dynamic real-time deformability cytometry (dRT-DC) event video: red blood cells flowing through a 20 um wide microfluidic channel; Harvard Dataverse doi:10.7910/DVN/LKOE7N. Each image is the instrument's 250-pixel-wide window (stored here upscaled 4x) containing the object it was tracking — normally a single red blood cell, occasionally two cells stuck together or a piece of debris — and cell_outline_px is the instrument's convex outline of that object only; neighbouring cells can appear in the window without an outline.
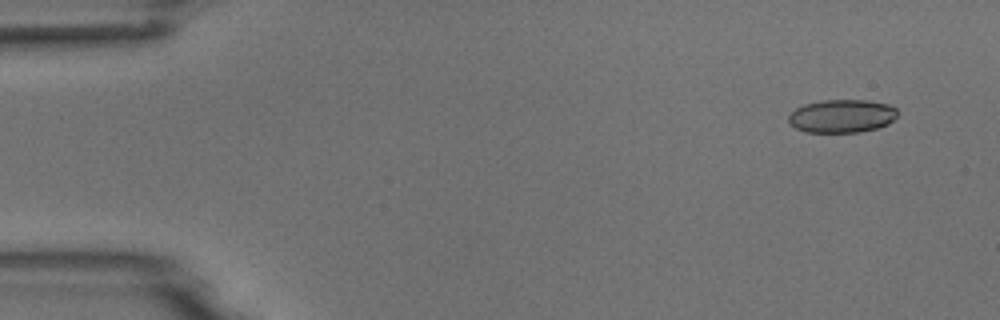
{"species": "common noctule bat (a hibernating species)", "species_latin": "Nyctalus noctula", "temperature_condition": "room temperature", "stored_images_in_passage": 4, "camera_frame_rate_fps": 3000, "um_per_image_px": 0.085, "animal": {"sex": "male", "body_mass_g": 18.8}, "frame": {"image": 1, "passage_image": 1, "time_ms": 0.0, "image_size_px": [1000, 320], "cell_outline_px": [[896, 116], [888, 124], [876, 128], [860, 132], [808, 132], [796, 128], [788, 120], [788, 116], [796, 108], [804, 104], [824, 100], [868, 100], [888, 104], [896, 108]], "centroid_in_image_um": [71.56, 9.86], "position_along_channel_um": 13.4, "area_um2": 20.92}}
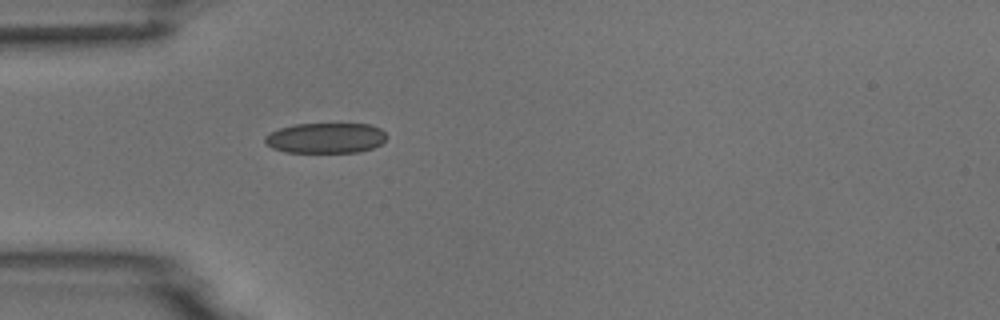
{"frame": {"image": 2, "passage_image": 4, "time_ms": 4.0, "image_size_px": [1000, 320], "cell_outline_px": [[388, 136], [380, 144], [372, 148], [360, 152], [284, 152], [272, 148], [264, 140], [264, 136], [268, 132], [280, 128], [296, 124], [368, 124], [380, 128]], "centroid_in_image_um": [27.67, 11.73], "position_along_channel_um": 57.3, "area_um2": 21.56}}